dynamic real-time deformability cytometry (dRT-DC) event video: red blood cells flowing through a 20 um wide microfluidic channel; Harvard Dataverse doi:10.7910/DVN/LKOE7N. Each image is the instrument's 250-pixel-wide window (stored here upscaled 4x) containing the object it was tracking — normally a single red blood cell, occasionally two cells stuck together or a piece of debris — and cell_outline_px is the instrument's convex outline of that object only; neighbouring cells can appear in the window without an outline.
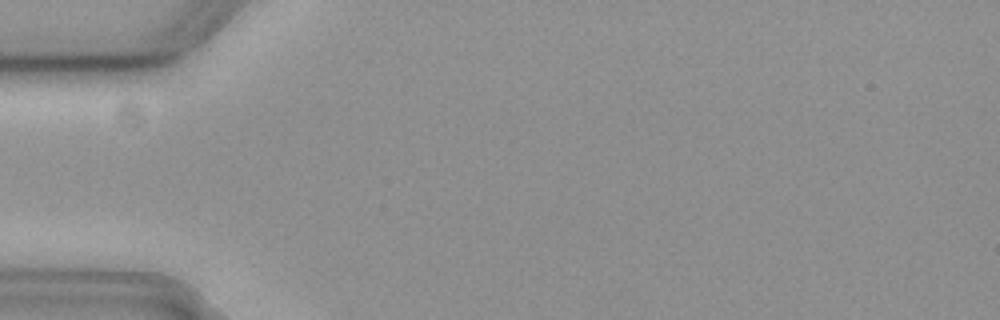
{"species": "common noctule bat (a hibernating species)", "species_latin": "Nyctalus noctula", "temperature_condition": "cold", "stored_images_in_passage": 2, "camera_frame_rate_fps": 3000, "um_per_image_px": 0.085, "animal": {"sex": "female", "body_mass_g": 19.3, "forearm_length_mm": 54.1}, "frame": {"image": 1, "passage_image": 1, "time_ms": 0.0, "image_size_px": [1000, 320], "cell_outline_px": [[196, 16], [184, 32], [172, 40], [100, 44], [48, 44], [44, 40], [192, 16]], "centroid_in_image_um": [11.11, 2.85], "position_along_channel_um": 73.9, "area_um2": 14.39}}